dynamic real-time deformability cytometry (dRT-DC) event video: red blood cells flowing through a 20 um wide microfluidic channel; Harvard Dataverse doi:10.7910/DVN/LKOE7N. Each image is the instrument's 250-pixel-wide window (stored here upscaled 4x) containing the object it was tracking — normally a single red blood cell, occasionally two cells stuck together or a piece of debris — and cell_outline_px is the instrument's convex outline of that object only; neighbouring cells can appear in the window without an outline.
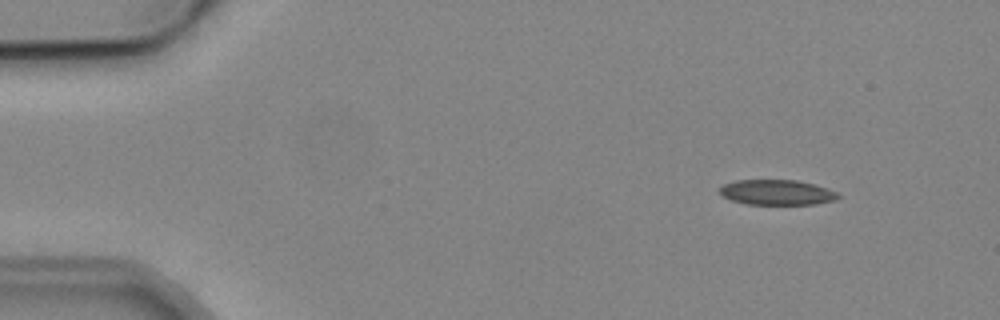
{"species": "common noctule bat (a hibernating species)", "species_latin": "Nyctalus noctula", "temperature_condition": "cold", "stored_images_in_passage": 5, "camera_frame_rate_fps": 3000, "um_per_image_px": 0.085, "animal": {"sex": "male", "body_mass_g": 19.2, "forearm_length_mm": 51.8}, "frame": {"image": 1, "passage_image": 1, "time_ms": 0.0, "image_size_px": [1000, 320], "cell_outline_px": [[840, 196], [836, 200], [816, 204], [748, 204], [732, 200], [724, 196], [720, 192], [720, 188], [724, 184], [736, 180], [796, 180], [816, 184], [828, 188], [836, 192]], "centroid_in_image_um": [66.08, 16.34], "position_along_channel_um": 18.9, "area_um2": 17.34}}
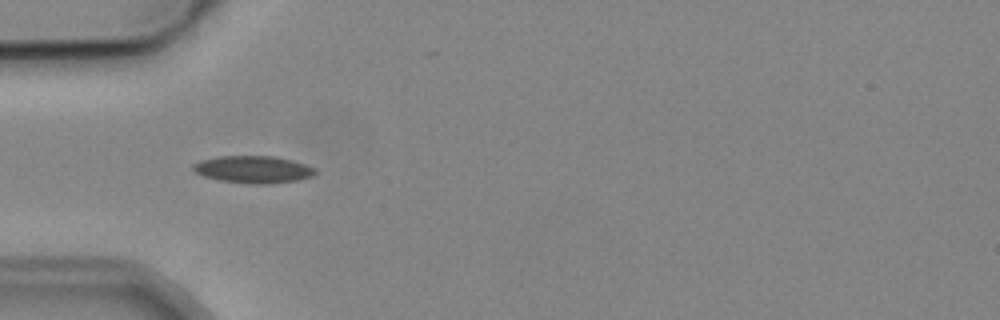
{"frame": {"image": 2, "passage_image": 4, "time_ms": 3.667, "image_size_px": [1000, 320], "cell_outline_px": [[316, 172], [312, 176], [296, 180], [268, 184], [260, 184], [220, 180], [204, 176], [196, 172], [192, 168], [192, 164], [200, 160], [220, 156], [276, 156], [292, 160], [316, 168]], "centroid_in_image_um": [21.53, 14.39], "position_along_channel_um": 63.5, "area_um2": 19.19}}